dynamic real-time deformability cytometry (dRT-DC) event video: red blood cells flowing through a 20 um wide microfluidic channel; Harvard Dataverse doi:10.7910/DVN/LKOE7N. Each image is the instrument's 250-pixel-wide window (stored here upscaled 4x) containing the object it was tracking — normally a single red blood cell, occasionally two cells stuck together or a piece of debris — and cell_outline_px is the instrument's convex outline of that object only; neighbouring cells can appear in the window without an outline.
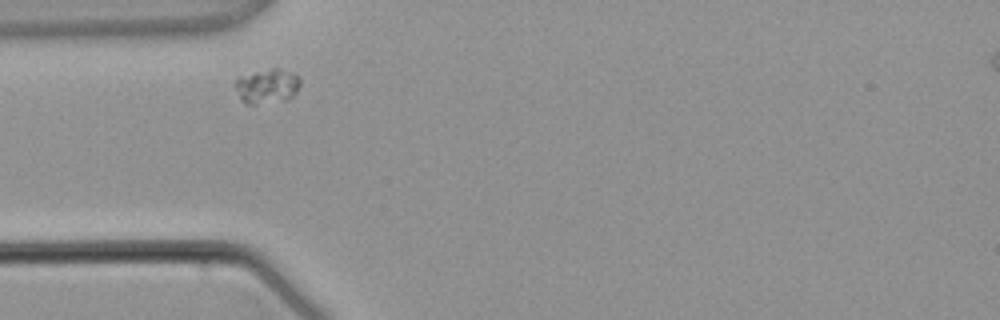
{"species": "common noctule bat (a hibernating species)", "species_latin": "Nyctalus noctula", "temperature_condition": "warm", "stored_images_in_passage": 2, "camera_frame_rate_fps": 3000, "um_per_image_px": 0.085, "animal": {"sex": "male", "body_mass_g": 21.5, "forearm_length_mm": 52.0}, "frame": {"image": 1, "passage_image": 1, "time_ms": 0.0, "image_size_px": [1000, 320], "cell_outline_px": [[300, 84], [296, 92], [288, 100], [256, 104], [248, 104], [240, 100], [236, 88], [236, 80], [240, 76], [272, 68], [276, 68], [300, 76]], "centroid_in_image_um": [22.72, 7.34], "position_along_channel_um": 62.3, "area_um2": 12.95}}
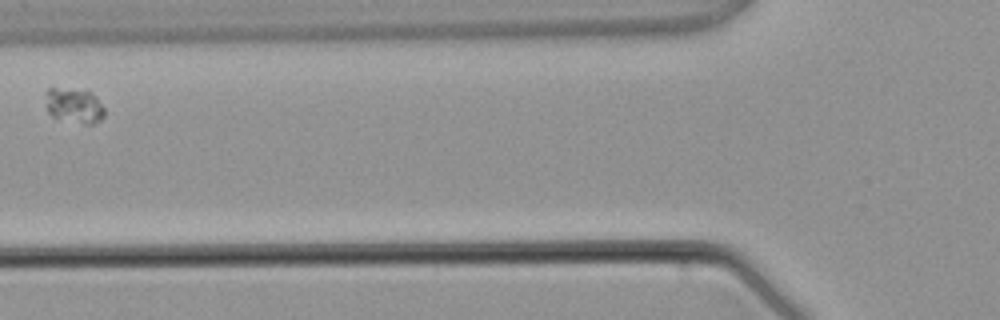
{"frame": {"image": 2, "passage_image": 2, "time_ms": 1.333, "image_size_px": [1000, 320], "cell_outline_px": [[104, 116], [100, 120], [92, 124], [84, 124], [52, 116], [48, 112], [44, 92], [48, 88], [56, 88], [92, 92], [104, 108]], "centroid_in_image_um": [6.29, 8.97], "position_along_channel_um": 119.5, "area_um2": 11.85}}